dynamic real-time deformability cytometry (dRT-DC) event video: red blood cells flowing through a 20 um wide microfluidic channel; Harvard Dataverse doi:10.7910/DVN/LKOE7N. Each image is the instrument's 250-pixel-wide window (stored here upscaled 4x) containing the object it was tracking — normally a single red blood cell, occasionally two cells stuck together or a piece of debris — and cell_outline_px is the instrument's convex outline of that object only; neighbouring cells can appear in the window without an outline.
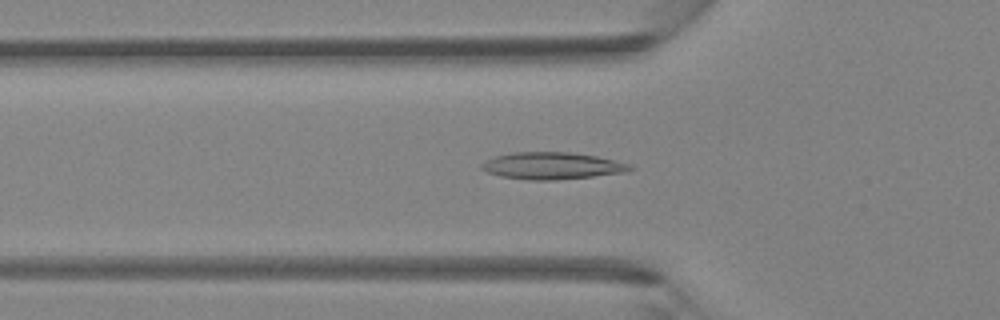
{"species": "Egyptian fruit bat (a non-hibernating species)", "species_latin": "Rousettus aegyptiacus", "temperature_condition": "room temperature", "stored_images_in_passage": 44, "camera_frame_rate_fps": 3000, "um_per_image_px": 0.085, "animal": {"sex": "female"}, "frame": {"image": 1, "passage_image": 14, "time_ms": 4.333, "image_size_px": [1000, 320], "cell_outline_px": [[636, 168], [628, 172], [556, 180], [528, 180], [500, 176], [488, 172], [480, 168], [480, 164], [496, 156], [516, 152], [568, 152], [596, 156], [632, 164]], "centroid_in_image_um": [46.97, 14.1], "position_along_channel_um": 78.8, "area_um2": 23.29}}
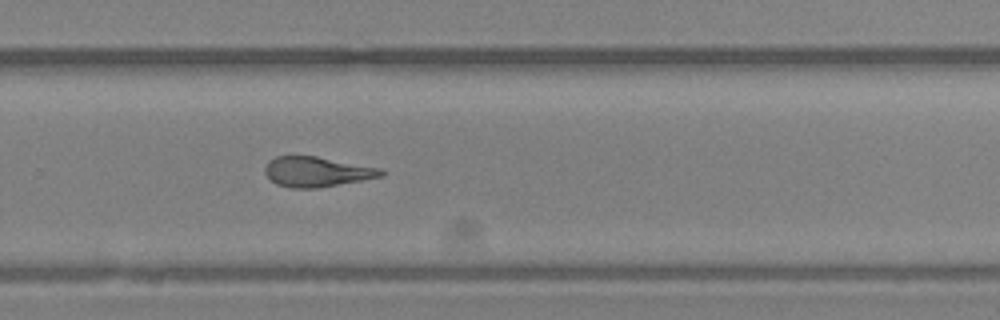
{"frame": {"image": 2, "passage_image": 29, "time_ms": 9.333, "image_size_px": [1000, 320], "cell_outline_px": [[384, 176], [364, 180], [320, 188], [292, 188], [276, 184], [264, 172], [264, 168], [268, 160], [276, 156], [316, 156], [380, 168], [384, 172]], "centroid_in_image_um": [26.92, 14.6], "position_along_channel_um": 302.9, "area_um2": 20.4}}
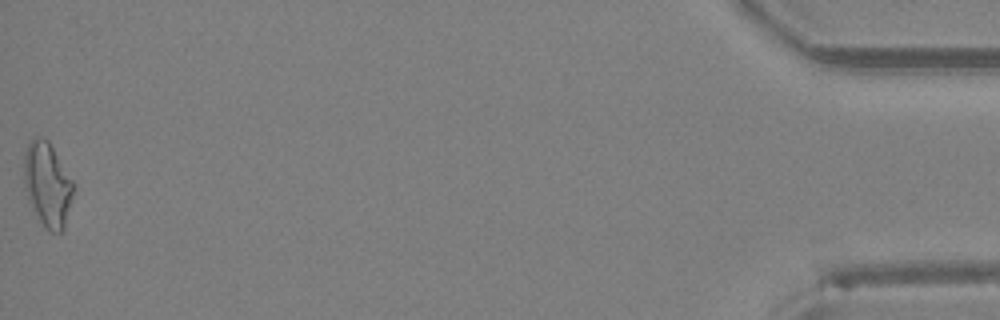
{"frame": {"image": 3, "passage_image": 44, "time_ms": 14.333, "image_size_px": [1000, 320], "cell_outline_px": [[72, 196], [64, 228], [60, 232], [48, 232], [44, 228], [28, 200], [24, 184], [24, 152], [28, 144], [36, 136], [40, 136], [48, 140], [72, 180]], "centroid_in_image_um": [4.0, 15.68], "position_along_channel_um": 431.2, "area_um2": 23.93}}